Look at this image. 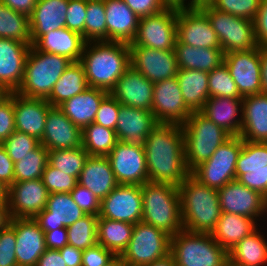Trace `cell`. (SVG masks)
Listing matches in <instances>:
<instances>
[{
	"label": "cell",
	"mask_w": 267,
	"mask_h": 266,
	"mask_svg": "<svg viewBox=\"0 0 267 266\" xmlns=\"http://www.w3.org/2000/svg\"><path fill=\"white\" fill-rule=\"evenodd\" d=\"M85 215L70 193H52L49 194L46 208L33 219L45 232L68 227Z\"/></svg>",
	"instance_id": "d4e9b609"
},
{
	"label": "cell",
	"mask_w": 267,
	"mask_h": 266,
	"mask_svg": "<svg viewBox=\"0 0 267 266\" xmlns=\"http://www.w3.org/2000/svg\"><path fill=\"white\" fill-rule=\"evenodd\" d=\"M87 0H69L65 27L79 33L85 40V18Z\"/></svg>",
	"instance_id": "f5cc1de1"
},
{
	"label": "cell",
	"mask_w": 267,
	"mask_h": 266,
	"mask_svg": "<svg viewBox=\"0 0 267 266\" xmlns=\"http://www.w3.org/2000/svg\"><path fill=\"white\" fill-rule=\"evenodd\" d=\"M214 0H188L187 8H201L210 5Z\"/></svg>",
	"instance_id": "753ad0ef"
},
{
	"label": "cell",
	"mask_w": 267,
	"mask_h": 266,
	"mask_svg": "<svg viewBox=\"0 0 267 266\" xmlns=\"http://www.w3.org/2000/svg\"><path fill=\"white\" fill-rule=\"evenodd\" d=\"M257 228L228 252L231 266H267V239Z\"/></svg>",
	"instance_id": "e575fe53"
},
{
	"label": "cell",
	"mask_w": 267,
	"mask_h": 266,
	"mask_svg": "<svg viewBox=\"0 0 267 266\" xmlns=\"http://www.w3.org/2000/svg\"><path fill=\"white\" fill-rule=\"evenodd\" d=\"M143 215L139 185L118 184L100 203L99 217L136 224Z\"/></svg>",
	"instance_id": "7c38bea8"
},
{
	"label": "cell",
	"mask_w": 267,
	"mask_h": 266,
	"mask_svg": "<svg viewBox=\"0 0 267 266\" xmlns=\"http://www.w3.org/2000/svg\"><path fill=\"white\" fill-rule=\"evenodd\" d=\"M79 62L89 87L109 93L131 66L130 47L118 41L86 42Z\"/></svg>",
	"instance_id": "7a4b0ae2"
},
{
	"label": "cell",
	"mask_w": 267,
	"mask_h": 266,
	"mask_svg": "<svg viewBox=\"0 0 267 266\" xmlns=\"http://www.w3.org/2000/svg\"><path fill=\"white\" fill-rule=\"evenodd\" d=\"M146 266H176V262L174 257L171 254H169L168 256L160 260L154 261L153 263Z\"/></svg>",
	"instance_id": "2644e50d"
},
{
	"label": "cell",
	"mask_w": 267,
	"mask_h": 266,
	"mask_svg": "<svg viewBox=\"0 0 267 266\" xmlns=\"http://www.w3.org/2000/svg\"><path fill=\"white\" fill-rule=\"evenodd\" d=\"M69 0H37L29 17L32 45L43 35L65 27Z\"/></svg>",
	"instance_id": "4dcf8cb0"
},
{
	"label": "cell",
	"mask_w": 267,
	"mask_h": 266,
	"mask_svg": "<svg viewBox=\"0 0 267 266\" xmlns=\"http://www.w3.org/2000/svg\"><path fill=\"white\" fill-rule=\"evenodd\" d=\"M40 143L49 151L74 149L82 146V130L59 107H52L47 113Z\"/></svg>",
	"instance_id": "603a6c76"
},
{
	"label": "cell",
	"mask_w": 267,
	"mask_h": 266,
	"mask_svg": "<svg viewBox=\"0 0 267 266\" xmlns=\"http://www.w3.org/2000/svg\"><path fill=\"white\" fill-rule=\"evenodd\" d=\"M255 39L259 47H267V0H262L254 20Z\"/></svg>",
	"instance_id": "94428289"
},
{
	"label": "cell",
	"mask_w": 267,
	"mask_h": 266,
	"mask_svg": "<svg viewBox=\"0 0 267 266\" xmlns=\"http://www.w3.org/2000/svg\"><path fill=\"white\" fill-rule=\"evenodd\" d=\"M41 180L50 194L70 193L78 184L76 177L65 174L49 163L43 171Z\"/></svg>",
	"instance_id": "681fc988"
},
{
	"label": "cell",
	"mask_w": 267,
	"mask_h": 266,
	"mask_svg": "<svg viewBox=\"0 0 267 266\" xmlns=\"http://www.w3.org/2000/svg\"><path fill=\"white\" fill-rule=\"evenodd\" d=\"M71 63L66 57L39 51L31 45L25 61L23 82L16 93L29 98L47 99Z\"/></svg>",
	"instance_id": "5b68a950"
},
{
	"label": "cell",
	"mask_w": 267,
	"mask_h": 266,
	"mask_svg": "<svg viewBox=\"0 0 267 266\" xmlns=\"http://www.w3.org/2000/svg\"><path fill=\"white\" fill-rule=\"evenodd\" d=\"M120 103L108 93L101 101L94 122L115 130Z\"/></svg>",
	"instance_id": "db71d44e"
},
{
	"label": "cell",
	"mask_w": 267,
	"mask_h": 266,
	"mask_svg": "<svg viewBox=\"0 0 267 266\" xmlns=\"http://www.w3.org/2000/svg\"><path fill=\"white\" fill-rule=\"evenodd\" d=\"M242 146L243 139L240 136H231L191 174L202 184L215 190L221 189L227 183L236 180V163Z\"/></svg>",
	"instance_id": "30bf717a"
},
{
	"label": "cell",
	"mask_w": 267,
	"mask_h": 266,
	"mask_svg": "<svg viewBox=\"0 0 267 266\" xmlns=\"http://www.w3.org/2000/svg\"><path fill=\"white\" fill-rule=\"evenodd\" d=\"M85 41H106V14L103 0H87Z\"/></svg>",
	"instance_id": "f6af8a7d"
},
{
	"label": "cell",
	"mask_w": 267,
	"mask_h": 266,
	"mask_svg": "<svg viewBox=\"0 0 267 266\" xmlns=\"http://www.w3.org/2000/svg\"><path fill=\"white\" fill-rule=\"evenodd\" d=\"M236 180L267 199V167L236 168Z\"/></svg>",
	"instance_id": "816d5d0a"
},
{
	"label": "cell",
	"mask_w": 267,
	"mask_h": 266,
	"mask_svg": "<svg viewBox=\"0 0 267 266\" xmlns=\"http://www.w3.org/2000/svg\"><path fill=\"white\" fill-rule=\"evenodd\" d=\"M170 254L176 266H226L228 252L211 233L181 230L171 237Z\"/></svg>",
	"instance_id": "52a82bcc"
},
{
	"label": "cell",
	"mask_w": 267,
	"mask_h": 266,
	"mask_svg": "<svg viewBox=\"0 0 267 266\" xmlns=\"http://www.w3.org/2000/svg\"><path fill=\"white\" fill-rule=\"evenodd\" d=\"M157 124L152 111L120 104L115 132L118 141L144 149L146 137Z\"/></svg>",
	"instance_id": "44dd1931"
},
{
	"label": "cell",
	"mask_w": 267,
	"mask_h": 266,
	"mask_svg": "<svg viewBox=\"0 0 267 266\" xmlns=\"http://www.w3.org/2000/svg\"><path fill=\"white\" fill-rule=\"evenodd\" d=\"M67 266H82V250L71 245H65L59 249Z\"/></svg>",
	"instance_id": "e7e4bbea"
},
{
	"label": "cell",
	"mask_w": 267,
	"mask_h": 266,
	"mask_svg": "<svg viewBox=\"0 0 267 266\" xmlns=\"http://www.w3.org/2000/svg\"><path fill=\"white\" fill-rule=\"evenodd\" d=\"M171 236L151 224H134L133 234L120 257L126 266H146L170 254Z\"/></svg>",
	"instance_id": "9c48e42d"
},
{
	"label": "cell",
	"mask_w": 267,
	"mask_h": 266,
	"mask_svg": "<svg viewBox=\"0 0 267 266\" xmlns=\"http://www.w3.org/2000/svg\"><path fill=\"white\" fill-rule=\"evenodd\" d=\"M0 38L32 45L29 17L7 7L0 1Z\"/></svg>",
	"instance_id": "60d3db41"
},
{
	"label": "cell",
	"mask_w": 267,
	"mask_h": 266,
	"mask_svg": "<svg viewBox=\"0 0 267 266\" xmlns=\"http://www.w3.org/2000/svg\"><path fill=\"white\" fill-rule=\"evenodd\" d=\"M115 257L112 251L97 243L82 252V266H106Z\"/></svg>",
	"instance_id": "680465c9"
},
{
	"label": "cell",
	"mask_w": 267,
	"mask_h": 266,
	"mask_svg": "<svg viewBox=\"0 0 267 266\" xmlns=\"http://www.w3.org/2000/svg\"><path fill=\"white\" fill-rule=\"evenodd\" d=\"M131 66L152 83L171 79L178 74L174 50H157L129 45Z\"/></svg>",
	"instance_id": "9a60e30c"
},
{
	"label": "cell",
	"mask_w": 267,
	"mask_h": 266,
	"mask_svg": "<svg viewBox=\"0 0 267 266\" xmlns=\"http://www.w3.org/2000/svg\"><path fill=\"white\" fill-rule=\"evenodd\" d=\"M107 91L88 87L82 93L65 100L58 107L81 130L94 122L96 113Z\"/></svg>",
	"instance_id": "d6a6232c"
},
{
	"label": "cell",
	"mask_w": 267,
	"mask_h": 266,
	"mask_svg": "<svg viewBox=\"0 0 267 266\" xmlns=\"http://www.w3.org/2000/svg\"><path fill=\"white\" fill-rule=\"evenodd\" d=\"M176 41L177 9L167 8L159 13L139 18L136 35L129 45L174 50Z\"/></svg>",
	"instance_id": "8fae6325"
},
{
	"label": "cell",
	"mask_w": 267,
	"mask_h": 266,
	"mask_svg": "<svg viewBox=\"0 0 267 266\" xmlns=\"http://www.w3.org/2000/svg\"><path fill=\"white\" fill-rule=\"evenodd\" d=\"M133 229L134 224L99 217L97 242L112 251L116 256H120L128 246Z\"/></svg>",
	"instance_id": "f35d334b"
},
{
	"label": "cell",
	"mask_w": 267,
	"mask_h": 266,
	"mask_svg": "<svg viewBox=\"0 0 267 266\" xmlns=\"http://www.w3.org/2000/svg\"><path fill=\"white\" fill-rule=\"evenodd\" d=\"M10 93V91L0 84V103L4 101L10 95Z\"/></svg>",
	"instance_id": "2a66077c"
},
{
	"label": "cell",
	"mask_w": 267,
	"mask_h": 266,
	"mask_svg": "<svg viewBox=\"0 0 267 266\" xmlns=\"http://www.w3.org/2000/svg\"><path fill=\"white\" fill-rule=\"evenodd\" d=\"M185 161L192 172L207 161L216 149L231 135L205 117L200 111L193 112L182 125Z\"/></svg>",
	"instance_id": "8992f818"
},
{
	"label": "cell",
	"mask_w": 267,
	"mask_h": 266,
	"mask_svg": "<svg viewBox=\"0 0 267 266\" xmlns=\"http://www.w3.org/2000/svg\"><path fill=\"white\" fill-rule=\"evenodd\" d=\"M167 8L186 9L187 0H162Z\"/></svg>",
	"instance_id": "8c879c8a"
},
{
	"label": "cell",
	"mask_w": 267,
	"mask_h": 266,
	"mask_svg": "<svg viewBox=\"0 0 267 266\" xmlns=\"http://www.w3.org/2000/svg\"><path fill=\"white\" fill-rule=\"evenodd\" d=\"M224 63L244 97L262 93L260 47L224 54Z\"/></svg>",
	"instance_id": "e0dca14e"
},
{
	"label": "cell",
	"mask_w": 267,
	"mask_h": 266,
	"mask_svg": "<svg viewBox=\"0 0 267 266\" xmlns=\"http://www.w3.org/2000/svg\"><path fill=\"white\" fill-rule=\"evenodd\" d=\"M177 41L196 48L221 49L207 15L200 8L177 10Z\"/></svg>",
	"instance_id": "2e32d148"
},
{
	"label": "cell",
	"mask_w": 267,
	"mask_h": 266,
	"mask_svg": "<svg viewBox=\"0 0 267 266\" xmlns=\"http://www.w3.org/2000/svg\"><path fill=\"white\" fill-rule=\"evenodd\" d=\"M99 216L86 214L67 228L68 245L84 251L97 242V222Z\"/></svg>",
	"instance_id": "ee69618b"
},
{
	"label": "cell",
	"mask_w": 267,
	"mask_h": 266,
	"mask_svg": "<svg viewBox=\"0 0 267 266\" xmlns=\"http://www.w3.org/2000/svg\"><path fill=\"white\" fill-rule=\"evenodd\" d=\"M36 266H67L59 250L46 249Z\"/></svg>",
	"instance_id": "003e7915"
},
{
	"label": "cell",
	"mask_w": 267,
	"mask_h": 266,
	"mask_svg": "<svg viewBox=\"0 0 267 266\" xmlns=\"http://www.w3.org/2000/svg\"><path fill=\"white\" fill-rule=\"evenodd\" d=\"M45 242L47 249L59 250L68 245L67 228H56L52 231H45Z\"/></svg>",
	"instance_id": "be15d7a7"
},
{
	"label": "cell",
	"mask_w": 267,
	"mask_h": 266,
	"mask_svg": "<svg viewBox=\"0 0 267 266\" xmlns=\"http://www.w3.org/2000/svg\"><path fill=\"white\" fill-rule=\"evenodd\" d=\"M153 116L157 123L183 125L193 113L185 104L177 77L154 83Z\"/></svg>",
	"instance_id": "4fadbf2b"
},
{
	"label": "cell",
	"mask_w": 267,
	"mask_h": 266,
	"mask_svg": "<svg viewBox=\"0 0 267 266\" xmlns=\"http://www.w3.org/2000/svg\"><path fill=\"white\" fill-rule=\"evenodd\" d=\"M259 226L255 219L222 212L215 229L211 232L213 239L229 252L244 237L250 235Z\"/></svg>",
	"instance_id": "836d02e7"
},
{
	"label": "cell",
	"mask_w": 267,
	"mask_h": 266,
	"mask_svg": "<svg viewBox=\"0 0 267 266\" xmlns=\"http://www.w3.org/2000/svg\"><path fill=\"white\" fill-rule=\"evenodd\" d=\"M78 184L102 201L118 185L108 157L89 155L79 174Z\"/></svg>",
	"instance_id": "f546056e"
},
{
	"label": "cell",
	"mask_w": 267,
	"mask_h": 266,
	"mask_svg": "<svg viewBox=\"0 0 267 266\" xmlns=\"http://www.w3.org/2000/svg\"><path fill=\"white\" fill-rule=\"evenodd\" d=\"M49 192L41 178L14 182L8 188V212L10 218H34L46 208Z\"/></svg>",
	"instance_id": "ac0fdd59"
},
{
	"label": "cell",
	"mask_w": 267,
	"mask_h": 266,
	"mask_svg": "<svg viewBox=\"0 0 267 266\" xmlns=\"http://www.w3.org/2000/svg\"><path fill=\"white\" fill-rule=\"evenodd\" d=\"M264 212L267 214V199H266V204H265V210Z\"/></svg>",
	"instance_id": "b9fcfbb0"
},
{
	"label": "cell",
	"mask_w": 267,
	"mask_h": 266,
	"mask_svg": "<svg viewBox=\"0 0 267 266\" xmlns=\"http://www.w3.org/2000/svg\"><path fill=\"white\" fill-rule=\"evenodd\" d=\"M221 211L255 220L265 216L266 198L233 180L218 190ZM263 215V216H262Z\"/></svg>",
	"instance_id": "d6986e66"
},
{
	"label": "cell",
	"mask_w": 267,
	"mask_h": 266,
	"mask_svg": "<svg viewBox=\"0 0 267 266\" xmlns=\"http://www.w3.org/2000/svg\"><path fill=\"white\" fill-rule=\"evenodd\" d=\"M245 141L267 143V94L243 97L242 129Z\"/></svg>",
	"instance_id": "f1b7e54d"
},
{
	"label": "cell",
	"mask_w": 267,
	"mask_h": 266,
	"mask_svg": "<svg viewBox=\"0 0 267 266\" xmlns=\"http://www.w3.org/2000/svg\"><path fill=\"white\" fill-rule=\"evenodd\" d=\"M208 87L210 97L243 98L224 62L208 72Z\"/></svg>",
	"instance_id": "bcb514c9"
},
{
	"label": "cell",
	"mask_w": 267,
	"mask_h": 266,
	"mask_svg": "<svg viewBox=\"0 0 267 266\" xmlns=\"http://www.w3.org/2000/svg\"><path fill=\"white\" fill-rule=\"evenodd\" d=\"M89 87L84 68L78 62H72L55 83L46 99L52 107H58L65 100L74 97Z\"/></svg>",
	"instance_id": "74e56055"
},
{
	"label": "cell",
	"mask_w": 267,
	"mask_h": 266,
	"mask_svg": "<svg viewBox=\"0 0 267 266\" xmlns=\"http://www.w3.org/2000/svg\"><path fill=\"white\" fill-rule=\"evenodd\" d=\"M52 108L46 99L29 98L14 92V119L17 131L41 141L48 111Z\"/></svg>",
	"instance_id": "484cf974"
},
{
	"label": "cell",
	"mask_w": 267,
	"mask_h": 266,
	"mask_svg": "<svg viewBox=\"0 0 267 266\" xmlns=\"http://www.w3.org/2000/svg\"><path fill=\"white\" fill-rule=\"evenodd\" d=\"M139 17H147L167 9L162 0H123Z\"/></svg>",
	"instance_id": "91938a15"
},
{
	"label": "cell",
	"mask_w": 267,
	"mask_h": 266,
	"mask_svg": "<svg viewBox=\"0 0 267 266\" xmlns=\"http://www.w3.org/2000/svg\"><path fill=\"white\" fill-rule=\"evenodd\" d=\"M143 215L141 221L174 236L183 230L179 186L146 182L141 185Z\"/></svg>",
	"instance_id": "277c9868"
},
{
	"label": "cell",
	"mask_w": 267,
	"mask_h": 266,
	"mask_svg": "<svg viewBox=\"0 0 267 266\" xmlns=\"http://www.w3.org/2000/svg\"><path fill=\"white\" fill-rule=\"evenodd\" d=\"M49 150L41 143L14 163V182L36 180L42 177L48 164Z\"/></svg>",
	"instance_id": "b9f144b4"
},
{
	"label": "cell",
	"mask_w": 267,
	"mask_h": 266,
	"mask_svg": "<svg viewBox=\"0 0 267 266\" xmlns=\"http://www.w3.org/2000/svg\"><path fill=\"white\" fill-rule=\"evenodd\" d=\"M117 142L115 130L95 122L82 129V147L90 156H107Z\"/></svg>",
	"instance_id": "ab89813d"
},
{
	"label": "cell",
	"mask_w": 267,
	"mask_h": 266,
	"mask_svg": "<svg viewBox=\"0 0 267 266\" xmlns=\"http://www.w3.org/2000/svg\"><path fill=\"white\" fill-rule=\"evenodd\" d=\"M144 150L150 182L179 186L191 173L185 161L182 125L158 123L146 137Z\"/></svg>",
	"instance_id": "6da1fadb"
},
{
	"label": "cell",
	"mask_w": 267,
	"mask_h": 266,
	"mask_svg": "<svg viewBox=\"0 0 267 266\" xmlns=\"http://www.w3.org/2000/svg\"><path fill=\"white\" fill-rule=\"evenodd\" d=\"M106 14V41L131 43L139 17L123 0H103Z\"/></svg>",
	"instance_id": "4316f807"
},
{
	"label": "cell",
	"mask_w": 267,
	"mask_h": 266,
	"mask_svg": "<svg viewBox=\"0 0 267 266\" xmlns=\"http://www.w3.org/2000/svg\"><path fill=\"white\" fill-rule=\"evenodd\" d=\"M200 112L231 136H240L243 98L210 97Z\"/></svg>",
	"instance_id": "83f0119b"
},
{
	"label": "cell",
	"mask_w": 267,
	"mask_h": 266,
	"mask_svg": "<svg viewBox=\"0 0 267 266\" xmlns=\"http://www.w3.org/2000/svg\"><path fill=\"white\" fill-rule=\"evenodd\" d=\"M85 44L86 41L82 35L62 27L43 34L33 46L39 51L57 54L70 59L72 62H78Z\"/></svg>",
	"instance_id": "1f68e13d"
},
{
	"label": "cell",
	"mask_w": 267,
	"mask_h": 266,
	"mask_svg": "<svg viewBox=\"0 0 267 266\" xmlns=\"http://www.w3.org/2000/svg\"><path fill=\"white\" fill-rule=\"evenodd\" d=\"M88 157L89 154L82 146L74 149L51 150L48 154V163L65 174L78 179Z\"/></svg>",
	"instance_id": "7bdbcfd3"
},
{
	"label": "cell",
	"mask_w": 267,
	"mask_h": 266,
	"mask_svg": "<svg viewBox=\"0 0 267 266\" xmlns=\"http://www.w3.org/2000/svg\"><path fill=\"white\" fill-rule=\"evenodd\" d=\"M183 229L211 233L221 216L218 190L202 184L191 173L179 185Z\"/></svg>",
	"instance_id": "3957f363"
},
{
	"label": "cell",
	"mask_w": 267,
	"mask_h": 266,
	"mask_svg": "<svg viewBox=\"0 0 267 266\" xmlns=\"http://www.w3.org/2000/svg\"><path fill=\"white\" fill-rule=\"evenodd\" d=\"M107 157L118 184L141 186L149 181L144 149L118 141Z\"/></svg>",
	"instance_id": "5bb4252c"
},
{
	"label": "cell",
	"mask_w": 267,
	"mask_h": 266,
	"mask_svg": "<svg viewBox=\"0 0 267 266\" xmlns=\"http://www.w3.org/2000/svg\"><path fill=\"white\" fill-rule=\"evenodd\" d=\"M267 167V143L243 140L236 168Z\"/></svg>",
	"instance_id": "7dc6e473"
},
{
	"label": "cell",
	"mask_w": 267,
	"mask_h": 266,
	"mask_svg": "<svg viewBox=\"0 0 267 266\" xmlns=\"http://www.w3.org/2000/svg\"><path fill=\"white\" fill-rule=\"evenodd\" d=\"M10 221L8 203L0 202V229H4Z\"/></svg>",
	"instance_id": "89a4df30"
},
{
	"label": "cell",
	"mask_w": 267,
	"mask_h": 266,
	"mask_svg": "<svg viewBox=\"0 0 267 266\" xmlns=\"http://www.w3.org/2000/svg\"><path fill=\"white\" fill-rule=\"evenodd\" d=\"M8 225L15 231L17 266H36L47 249L44 231L33 218H10Z\"/></svg>",
	"instance_id": "ffe728a7"
},
{
	"label": "cell",
	"mask_w": 267,
	"mask_h": 266,
	"mask_svg": "<svg viewBox=\"0 0 267 266\" xmlns=\"http://www.w3.org/2000/svg\"><path fill=\"white\" fill-rule=\"evenodd\" d=\"M154 83L130 66L109 92L120 104L151 111Z\"/></svg>",
	"instance_id": "7402d4cb"
},
{
	"label": "cell",
	"mask_w": 267,
	"mask_h": 266,
	"mask_svg": "<svg viewBox=\"0 0 267 266\" xmlns=\"http://www.w3.org/2000/svg\"><path fill=\"white\" fill-rule=\"evenodd\" d=\"M15 231L7 225L0 235V266H17Z\"/></svg>",
	"instance_id": "11a10c76"
},
{
	"label": "cell",
	"mask_w": 267,
	"mask_h": 266,
	"mask_svg": "<svg viewBox=\"0 0 267 266\" xmlns=\"http://www.w3.org/2000/svg\"><path fill=\"white\" fill-rule=\"evenodd\" d=\"M8 187L0 181V202H7Z\"/></svg>",
	"instance_id": "34e18365"
},
{
	"label": "cell",
	"mask_w": 267,
	"mask_h": 266,
	"mask_svg": "<svg viewBox=\"0 0 267 266\" xmlns=\"http://www.w3.org/2000/svg\"><path fill=\"white\" fill-rule=\"evenodd\" d=\"M15 130L13 92L0 103V143H3Z\"/></svg>",
	"instance_id": "9f6ffc18"
},
{
	"label": "cell",
	"mask_w": 267,
	"mask_h": 266,
	"mask_svg": "<svg viewBox=\"0 0 267 266\" xmlns=\"http://www.w3.org/2000/svg\"><path fill=\"white\" fill-rule=\"evenodd\" d=\"M0 181L8 188L14 183V162L3 143H0Z\"/></svg>",
	"instance_id": "6125c7cd"
},
{
	"label": "cell",
	"mask_w": 267,
	"mask_h": 266,
	"mask_svg": "<svg viewBox=\"0 0 267 266\" xmlns=\"http://www.w3.org/2000/svg\"><path fill=\"white\" fill-rule=\"evenodd\" d=\"M106 266H126V263L120 256H116L110 263Z\"/></svg>",
	"instance_id": "11e5206c"
},
{
	"label": "cell",
	"mask_w": 267,
	"mask_h": 266,
	"mask_svg": "<svg viewBox=\"0 0 267 266\" xmlns=\"http://www.w3.org/2000/svg\"><path fill=\"white\" fill-rule=\"evenodd\" d=\"M176 77L186 106L192 112L201 111L205 102L210 98L208 72L179 69Z\"/></svg>",
	"instance_id": "8d00e7d4"
},
{
	"label": "cell",
	"mask_w": 267,
	"mask_h": 266,
	"mask_svg": "<svg viewBox=\"0 0 267 266\" xmlns=\"http://www.w3.org/2000/svg\"><path fill=\"white\" fill-rule=\"evenodd\" d=\"M200 9L207 15L224 54L249 51L258 47L254 21L219 11L211 5Z\"/></svg>",
	"instance_id": "ba28073f"
},
{
	"label": "cell",
	"mask_w": 267,
	"mask_h": 266,
	"mask_svg": "<svg viewBox=\"0 0 267 266\" xmlns=\"http://www.w3.org/2000/svg\"><path fill=\"white\" fill-rule=\"evenodd\" d=\"M262 93L267 94V47H260Z\"/></svg>",
	"instance_id": "a7ac6f4b"
},
{
	"label": "cell",
	"mask_w": 267,
	"mask_h": 266,
	"mask_svg": "<svg viewBox=\"0 0 267 266\" xmlns=\"http://www.w3.org/2000/svg\"><path fill=\"white\" fill-rule=\"evenodd\" d=\"M262 0H214L210 5L236 17L255 20Z\"/></svg>",
	"instance_id": "c3c4849f"
},
{
	"label": "cell",
	"mask_w": 267,
	"mask_h": 266,
	"mask_svg": "<svg viewBox=\"0 0 267 266\" xmlns=\"http://www.w3.org/2000/svg\"><path fill=\"white\" fill-rule=\"evenodd\" d=\"M70 194L74 202L85 214L99 216L101 201L89 189L77 184Z\"/></svg>",
	"instance_id": "6f0895ef"
},
{
	"label": "cell",
	"mask_w": 267,
	"mask_h": 266,
	"mask_svg": "<svg viewBox=\"0 0 267 266\" xmlns=\"http://www.w3.org/2000/svg\"><path fill=\"white\" fill-rule=\"evenodd\" d=\"M3 144L9 158L15 163L34 150L40 144V141L24 132L15 130Z\"/></svg>",
	"instance_id": "f907efd6"
},
{
	"label": "cell",
	"mask_w": 267,
	"mask_h": 266,
	"mask_svg": "<svg viewBox=\"0 0 267 266\" xmlns=\"http://www.w3.org/2000/svg\"><path fill=\"white\" fill-rule=\"evenodd\" d=\"M31 45L0 38V84L11 93L23 82L25 61Z\"/></svg>",
	"instance_id": "cb8c5ba5"
},
{
	"label": "cell",
	"mask_w": 267,
	"mask_h": 266,
	"mask_svg": "<svg viewBox=\"0 0 267 266\" xmlns=\"http://www.w3.org/2000/svg\"><path fill=\"white\" fill-rule=\"evenodd\" d=\"M12 10L30 17L37 0H0Z\"/></svg>",
	"instance_id": "03108f58"
},
{
	"label": "cell",
	"mask_w": 267,
	"mask_h": 266,
	"mask_svg": "<svg viewBox=\"0 0 267 266\" xmlns=\"http://www.w3.org/2000/svg\"><path fill=\"white\" fill-rule=\"evenodd\" d=\"M174 52L179 69L211 72L224 62L222 49L196 48L176 41Z\"/></svg>",
	"instance_id": "d590c367"
}]
</instances>
